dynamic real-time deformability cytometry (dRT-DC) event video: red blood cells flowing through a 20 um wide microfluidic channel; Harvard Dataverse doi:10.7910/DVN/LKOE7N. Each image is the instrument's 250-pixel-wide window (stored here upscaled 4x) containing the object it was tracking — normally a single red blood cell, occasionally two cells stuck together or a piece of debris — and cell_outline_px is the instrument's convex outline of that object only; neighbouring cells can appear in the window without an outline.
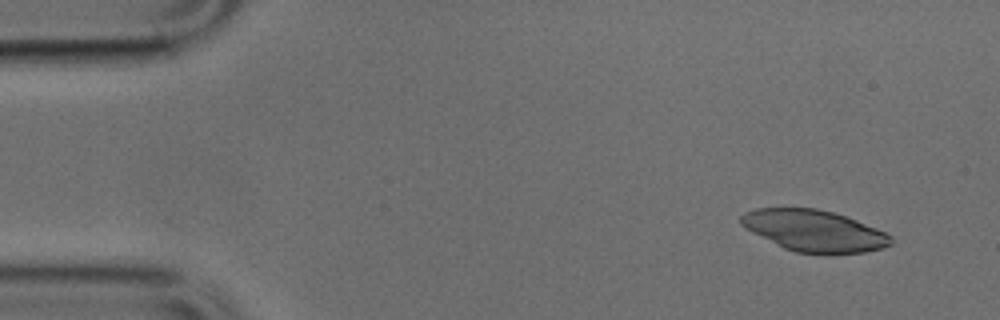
{"species": "common noctule bat (a hibernating species)", "species_latin": "Nyctalus noctula", "temperature_condition": "cold", "stored_images_in_passage": 50, "camera_frame_rate_fps": 3000, "um_per_image_px": 0.085, "animal": {"sex": "male", "body_mass_g": 17.9, "forearm_length_mm": 54.2}, "frame": {"image": 1, "passage_image": 4, "time_ms": 1.0, "image_size_px": [1000, 320], "cell_outline_px": [[892, 244], [884, 248], [864, 252], [796, 252], [784, 248], [740, 224], [740, 216], [744, 212], [756, 208], [816, 208], [832, 212], [856, 220], [876, 228], [892, 236]], "centroid_in_image_um": [69.21, 19.59], "position_along_channel_um": 15.8, "area_um2": 35.37}}